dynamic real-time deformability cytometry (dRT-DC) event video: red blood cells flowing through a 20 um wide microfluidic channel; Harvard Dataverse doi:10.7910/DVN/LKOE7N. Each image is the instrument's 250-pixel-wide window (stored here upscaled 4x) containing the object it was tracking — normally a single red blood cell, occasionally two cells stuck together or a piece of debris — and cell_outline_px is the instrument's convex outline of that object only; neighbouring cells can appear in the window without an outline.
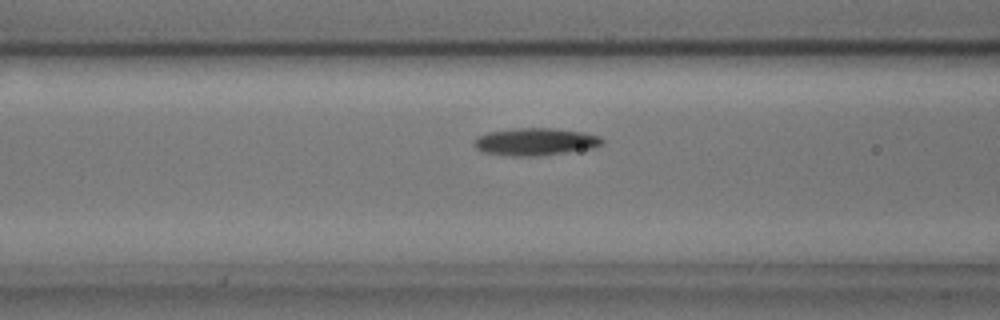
{"species": "common noctule bat (a hibernating species)", "species_latin": "Nyctalus noctula", "temperature_condition": "cold", "stored_images_in_passage": 40, "camera_frame_rate_fps": 3000, "um_per_image_px": 0.085, "animal": {"sex": "male", "body_mass_g": 17.9, "forearm_length_mm": 54.2}, "frame": {"image": 1, "passage_image": 6, "time_ms": 1.667, "image_size_px": [1000, 320], "cell_outline_px": [[604, 144], [592, 148], [544, 156], [512, 156], [484, 152], [476, 148], [472, 144], [472, 140], [476, 136], [488, 132], [512, 128], [556, 128], [584, 132], [600, 136], [604, 140]], "centroid_in_image_um": [45.5, 12.04], "position_along_channel_um": 121.1, "area_um2": 20.87}}
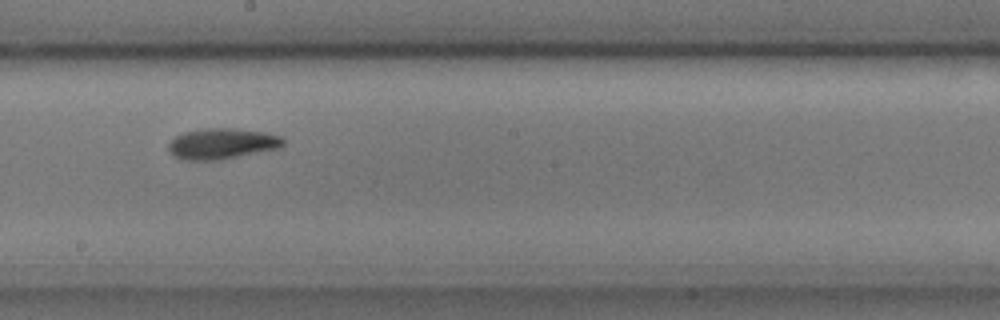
{"frame": {"image": 2, "passage_image": 15, "time_ms": 4.667, "image_size_px": [1000, 320], "cell_outline_px": [[284, 144], [280, 148], [220, 160], [184, 160], [176, 156], [168, 148], [168, 144], [176, 136], [184, 132], [204, 128], [236, 128], [264, 132], [284, 136]], "centroid_in_image_um": [18.92, 12.2], "position_along_channel_um": 229.3, "area_um2": 20.63}}
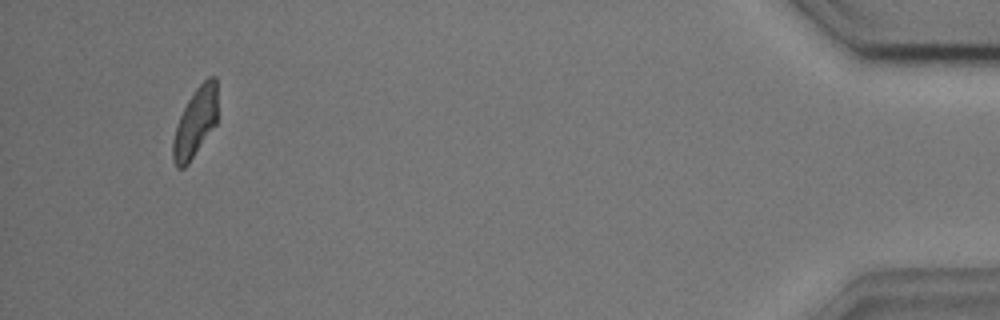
{"frame": {"image": 3, "passage_image": 37, "time_ms": 12.0, "image_size_px": [1000, 320], "cell_outline_px": [[216, 124], [188, 164], [184, 168], [176, 168], [172, 160], [172, 140], [180, 116], [188, 100], [196, 88], [208, 76], [216, 76]], "centroid_in_image_um": [16.58, 10.44], "position_along_channel_um": 418.6, "area_um2": 17.8}, "authors_computed_cell_mechanics": {"area_um2": 19.0162, "velocity_mm_per_s": 3.6148, "shape_relaxation_time_tau1_ms": 2.8601, "shape_relaxation_time_tau2_ms": 9.069, "deformation_change_tau1": 0.1281, "deformation_change_tau2": 0.1442}}